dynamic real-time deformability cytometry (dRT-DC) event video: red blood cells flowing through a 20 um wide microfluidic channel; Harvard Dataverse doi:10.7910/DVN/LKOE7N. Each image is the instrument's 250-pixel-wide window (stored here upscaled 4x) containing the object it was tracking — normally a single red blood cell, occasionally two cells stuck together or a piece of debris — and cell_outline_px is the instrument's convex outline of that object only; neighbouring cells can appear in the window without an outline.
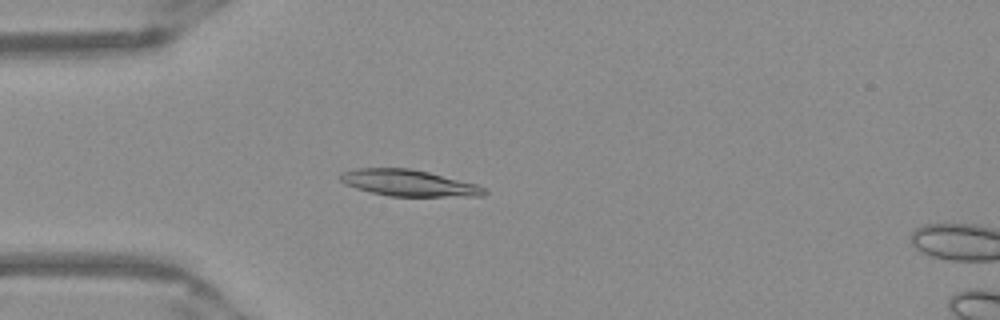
{"species": "Egyptian fruit bat (a non-hibernating species)", "species_latin": "Rousettus aegyptiacus", "temperature_condition": "warm", "stored_images_in_passage": 46, "camera_frame_rate_fps": 3000, "um_per_image_px": 0.085, "frame": {"image": 1, "passage_image": 9, "time_ms": 2.667, "image_size_px": [1000, 320], "cell_outline_px": [[488, 192], [484, 196], [388, 196], [356, 188], [344, 184], [340, 180], [340, 172], [356, 168], [412, 168], [476, 184], [484, 188]], "centroid_in_image_um": [34.71, 15.55], "position_along_channel_um": 50.3, "area_um2": 22.08}}
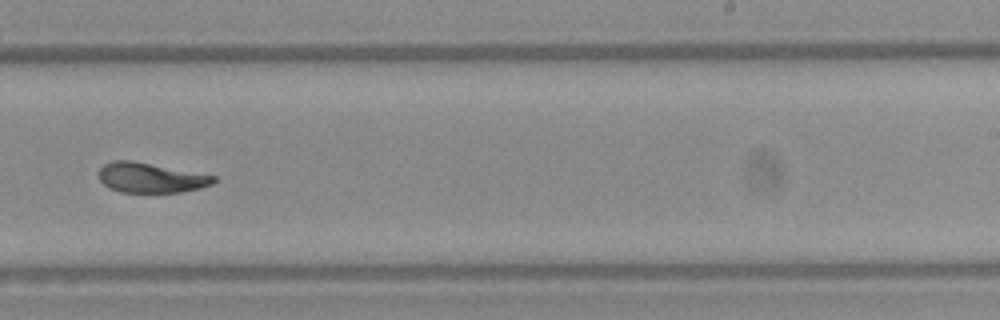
{"frame": {"image": 2, "passage_image": 27, "time_ms": 8.667, "image_size_px": [1000, 320], "cell_outline_px": [[216, 180], [212, 184], [200, 188], [180, 192], [120, 192], [108, 188], [100, 180], [96, 172], [104, 164], [112, 160], [132, 160], [216, 176]], "centroid_in_image_um": [12.76, 15.1], "position_along_channel_um": 276.2, "area_um2": 20.11}}
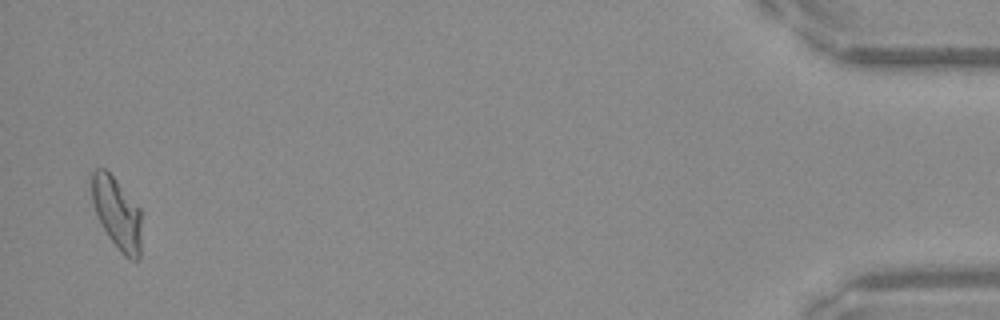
{"frame": {"image": 3, "passage_image": 45, "time_ms": 14.667, "image_size_px": [1000, 320], "cell_outline_px": [[140, 260], [128, 260], [120, 252], [108, 236], [96, 212], [92, 200], [88, 176], [88, 172], [96, 168], [104, 168], [116, 180], [140, 208]], "centroid_in_image_um": [9.9, 18.08], "position_along_channel_um": 425.3, "area_um2": 21.04}, "authors_computed_cell_mechanics": {"area_um2": 21.0392, "velocity_mm_per_s": 3.9409, "shape_relaxation_time_tau1_ms": 8.5247, "shape_relaxation_time_tau2_ms": 3.6061, "deformation_change_tau1": 0.229, "deformation_change_tau2": 0.0865}}